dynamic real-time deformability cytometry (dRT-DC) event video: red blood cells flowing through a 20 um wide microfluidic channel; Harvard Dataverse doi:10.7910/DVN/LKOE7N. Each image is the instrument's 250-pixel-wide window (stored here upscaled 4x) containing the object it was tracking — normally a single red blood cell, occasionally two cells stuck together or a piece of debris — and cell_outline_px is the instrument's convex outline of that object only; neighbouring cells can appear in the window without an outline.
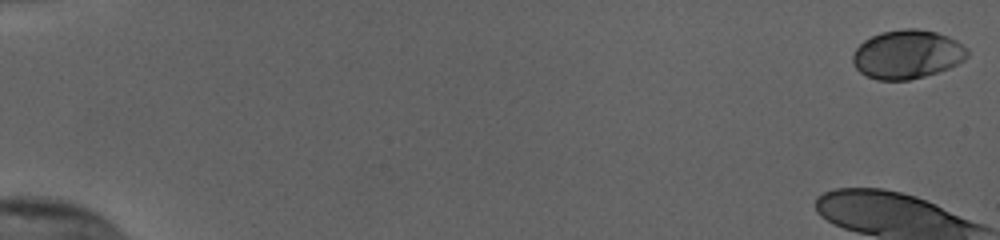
{"species": "human", "species_latin": "Homo sapiens", "temperature_condition": "cold", "stored_images_in_passage": 21, "camera_frame_rate_fps": 3000, "um_per_image_px": 0.085, "donor": {"sex": "female"}, "frame": {"image": 1, "passage_image": 1, "time_ms": 0.0, "image_size_px": [1000, 240], "cell_outline_px": [[968, 56], [964, 60], [948, 68], [924, 76], [908, 80], [876, 80], [860, 72], [852, 64], [852, 56], [856, 48], [864, 40], [880, 32], [904, 28], [916, 28], [936, 32], [948, 36], [956, 40], [968, 48]], "centroid_in_image_um": [77.1, 4.61], "position_along_channel_um": 7.9, "area_um2": 32.66}}